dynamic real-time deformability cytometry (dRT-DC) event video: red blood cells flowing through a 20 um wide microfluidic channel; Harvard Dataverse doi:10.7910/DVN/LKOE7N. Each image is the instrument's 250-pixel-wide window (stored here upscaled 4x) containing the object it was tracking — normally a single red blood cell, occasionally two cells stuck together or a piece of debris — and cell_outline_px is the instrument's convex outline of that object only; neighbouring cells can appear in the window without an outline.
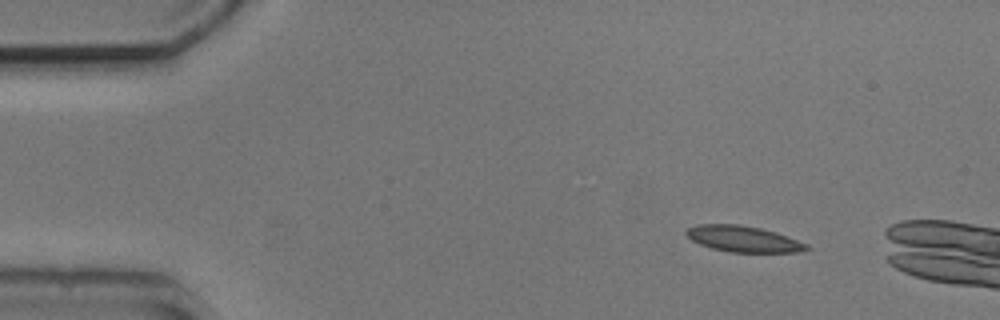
{"species": "common noctule bat (a hibernating species)", "species_latin": "Nyctalus noctula", "temperature_condition": "cold", "stored_images_in_passage": 4, "camera_frame_rate_fps": 3000, "um_per_image_px": 0.085, "animal": {"sex": "male", "body_mass_g": 20.5, "forearm_length_mm": 52.5}, "frame": {"image": 1, "passage_image": 1, "time_ms": 0.0, "image_size_px": [1000, 320], "cell_outline_px": [[812, 248], [796, 252], [732, 252], [712, 248], [700, 244], [692, 240], [684, 232], [688, 228], [696, 224], [740, 224], [760, 228], [776, 232], [808, 244]], "centroid_in_image_um": [63.18, 20.3], "position_along_channel_um": 21.8, "area_um2": 18.21}}